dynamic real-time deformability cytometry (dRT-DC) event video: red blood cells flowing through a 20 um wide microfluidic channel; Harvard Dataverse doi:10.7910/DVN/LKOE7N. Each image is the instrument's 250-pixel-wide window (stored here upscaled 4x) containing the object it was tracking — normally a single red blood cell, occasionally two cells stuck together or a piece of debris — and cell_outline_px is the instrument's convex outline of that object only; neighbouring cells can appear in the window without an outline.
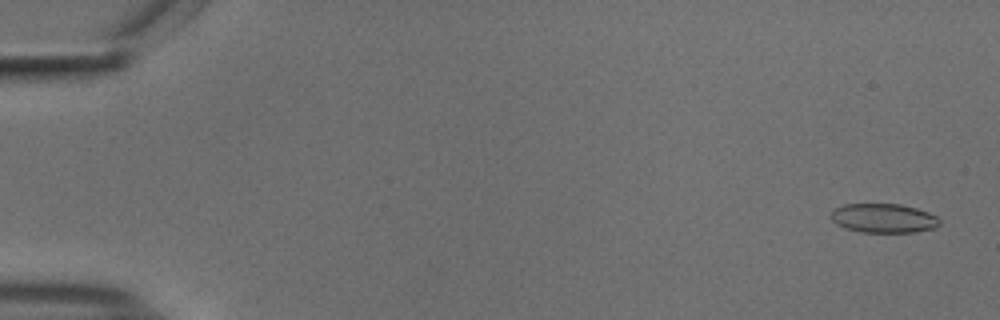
{"species": "common noctule bat (a hibernating species)", "species_latin": "Nyctalus noctula", "temperature_condition": "cold", "stored_images_in_passage": 56, "camera_frame_rate_fps": 3000, "um_per_image_px": 0.085, "animal": {"sex": "male", "body_mass_g": 18.8}, "frame": {"image": 1, "passage_image": 3, "time_ms": 0.667, "image_size_px": [1000, 320], "cell_outline_px": [[940, 224], [936, 228], [916, 232], [860, 232], [844, 228], [836, 224], [832, 220], [832, 212], [836, 208], [844, 204], [900, 204], [916, 208], [928, 212], [936, 216], [940, 220]], "centroid_in_image_um": [75.13, 18.55], "position_along_channel_um": 9.9, "area_um2": 18.5}}
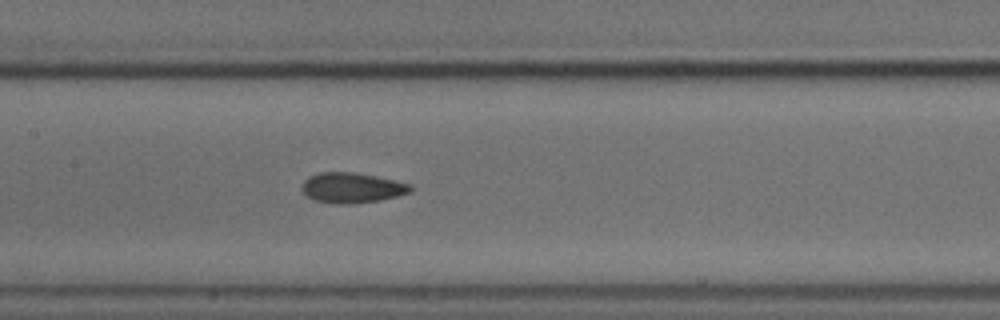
{"frame": {"image": 2, "passage_image": 28, "time_ms": 9.0, "image_size_px": [1000, 320], "cell_outline_px": [[412, 192], [380, 200], [352, 204], [336, 204], [312, 200], [300, 188], [304, 180], [308, 176], [320, 172], [352, 172], [412, 184]], "centroid_in_image_um": [29.88, 15.97], "position_along_channel_um": 177.5, "area_um2": 19.13}}
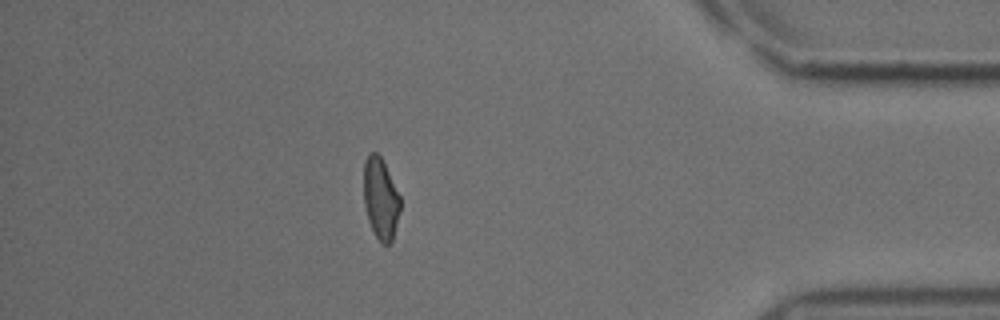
{"frame": {"image": 3, "passage_image": 49, "time_ms": 16.0, "image_size_px": [1000, 320], "cell_outline_px": [[400, 212], [392, 240], [388, 244], [380, 244], [368, 220], [364, 204], [364, 160], [368, 152], [376, 152], [380, 156], [400, 196]], "centroid_in_image_um": [32.34, 16.88], "position_along_channel_um": 402.9, "area_um2": 17.22}, "authors_computed_cell_mechanics": {"area_um2": 18.8139, "velocity_mm_per_s": 3.7366, "shape_relaxation_time_tau1_ms": null, "shape_relaxation_time_tau2_ms": 2.5255, "deformation_change_tau1": null, "deformation_change_tau2": 0.0664}}